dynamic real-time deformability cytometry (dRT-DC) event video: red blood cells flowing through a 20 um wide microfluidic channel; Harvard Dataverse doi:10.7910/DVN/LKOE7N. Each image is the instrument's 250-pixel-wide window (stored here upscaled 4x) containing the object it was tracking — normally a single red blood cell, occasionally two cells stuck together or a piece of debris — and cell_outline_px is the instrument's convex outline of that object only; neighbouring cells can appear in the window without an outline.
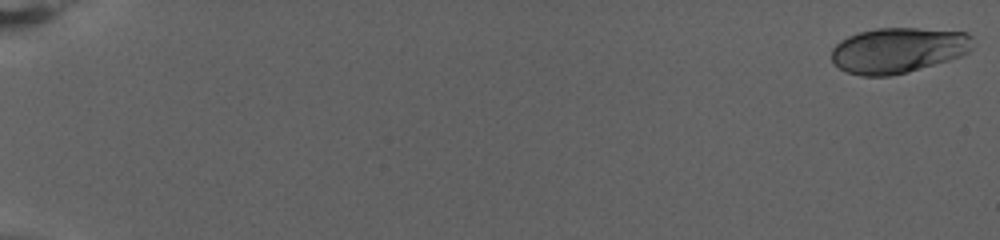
{"species": "human", "species_latin": "Homo sapiens", "temperature_condition": "warm", "stored_images_in_passage": 76, "camera_frame_rate_fps": 3000, "um_per_image_px": 0.085, "donor": {"sex": "female"}, "frame": {"image": 1, "passage_image": 1, "time_ms": 0.0, "image_size_px": [1000, 240], "cell_outline_px": [[972, 48], [968, 52], [960, 56], [948, 60], [908, 72], [888, 76], [860, 76], [848, 72], [840, 68], [832, 60], [832, 48], [840, 40], [848, 36], [860, 32], [876, 28], [916, 28], [964, 32], [972, 36]], "centroid_in_image_um": [76.33, 4.27], "position_along_channel_um": 8.7, "area_um2": 37.28}}
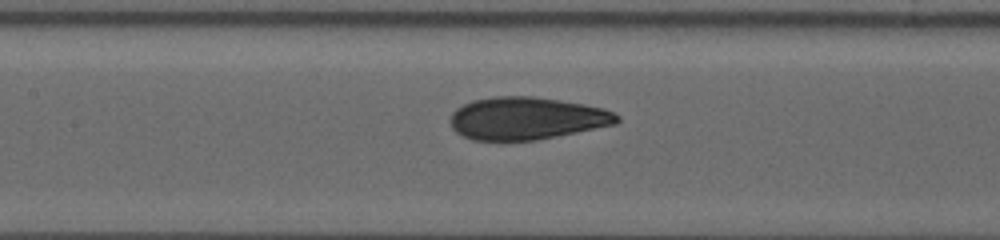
{"frame": {"image": 2, "passage_image": 39, "time_ms": 12.667, "image_size_px": [1000, 240], "cell_outline_px": [[620, 120], [616, 124], [540, 140], [472, 140], [456, 132], [452, 128], [452, 112], [456, 108], [472, 100], [496, 96], [532, 96], [560, 100], [584, 104], [604, 108], [616, 112], [620, 116]], "centroid_in_image_um": [44.81, 10.06], "position_along_channel_um": 162.6, "area_um2": 41.44}}
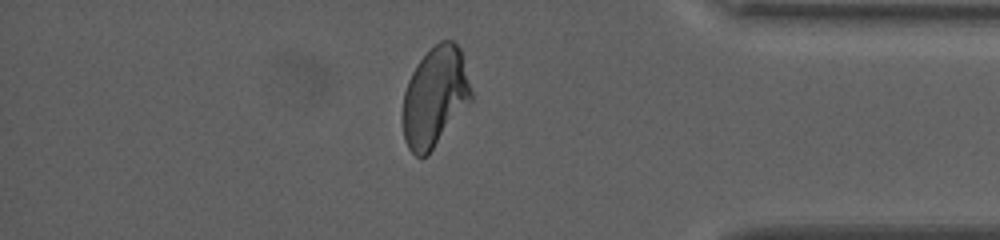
{"frame": {"image": 3, "passage_image": 66, "time_ms": 21.667, "image_size_px": [1000, 240], "cell_outline_px": [[472, 100], [428, 156], [416, 156], [408, 148], [404, 140], [404, 92], [408, 80], [416, 64], [440, 40], [452, 40], [460, 48], [472, 92]], "centroid_in_image_um": [36.98, 8.25], "position_along_channel_um": 398.2, "area_um2": 39.42}, "authors_computed_cell_mechanics": {"area_um2": 40.6912, "velocity_mm_per_s": 2.8425, "shape_relaxation_time_tau1_ms": 9.2488, "shape_relaxation_time_tau2_ms": null, "deformation_change_tau1": 0.2417, "deformation_change_tau2": null}}